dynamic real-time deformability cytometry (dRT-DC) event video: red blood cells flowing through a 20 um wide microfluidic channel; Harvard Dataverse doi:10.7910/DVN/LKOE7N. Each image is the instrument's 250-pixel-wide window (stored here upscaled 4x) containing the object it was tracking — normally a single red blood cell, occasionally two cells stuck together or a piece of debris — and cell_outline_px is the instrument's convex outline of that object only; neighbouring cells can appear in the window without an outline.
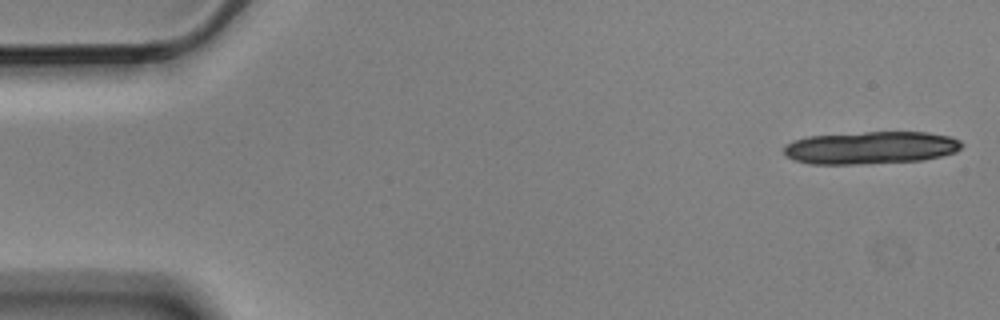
{"species": "Egyptian fruit bat (a non-hibernating species)", "species_latin": "Rousettus aegyptiacus", "temperature_condition": "cold", "stored_images_in_passage": 6, "camera_frame_rate_fps": 3000, "um_per_image_px": 0.085, "animal": {"sex": "male"}, "frame": {"image": 1, "passage_image": 1, "time_ms": 0.0, "image_size_px": [1000, 320], "cell_outline_px": [[964, 144], [956, 152], [924, 160], [852, 164], [812, 164], [792, 160], [784, 152], [784, 144], [792, 140], [808, 136], [864, 132], [928, 132], [952, 136], [960, 140]], "centroid_in_image_um": [74.01, 12.55], "position_along_channel_um": 11.0, "area_um2": 33.99}}
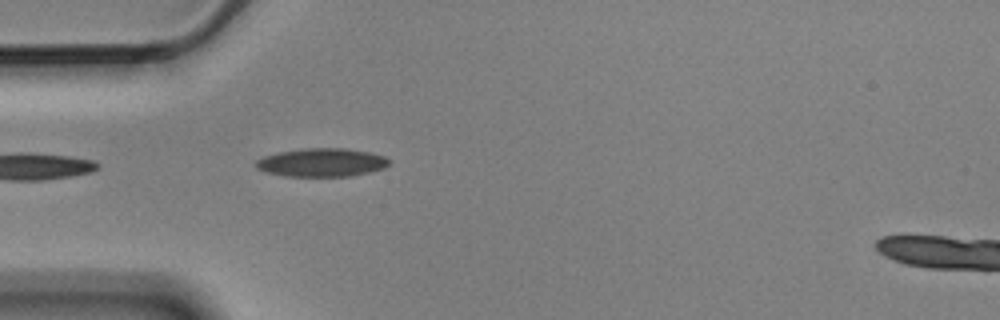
{"frame": {"image": 2, "passage_image": 5, "time_ms": 1.333, "image_size_px": [1000, 320], "cell_outline_px": [[392, 160], [384, 168], [352, 176], [284, 176], [264, 172], [256, 168], [252, 164], [256, 160], [264, 156], [280, 152], [304, 148], [344, 148], [368, 152], [384, 156]], "centroid_in_image_um": [27.31, 13.81], "position_along_channel_um": 57.7, "area_um2": 22.14}}